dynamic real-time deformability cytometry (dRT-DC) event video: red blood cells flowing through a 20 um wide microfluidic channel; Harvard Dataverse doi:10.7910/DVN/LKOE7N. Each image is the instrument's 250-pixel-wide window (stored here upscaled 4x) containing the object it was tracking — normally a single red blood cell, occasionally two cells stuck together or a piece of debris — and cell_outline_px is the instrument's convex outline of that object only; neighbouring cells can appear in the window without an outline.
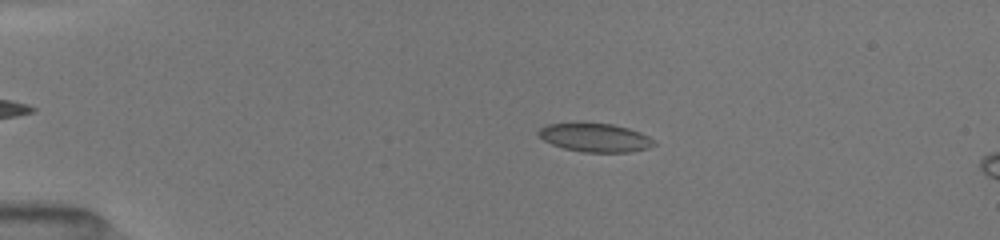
{"species": "common noctule bat (a hibernating species)", "species_latin": "Nyctalus noctula", "temperature_condition": "room temperature", "stored_images_in_passage": 21, "camera_frame_rate_fps": 3000, "um_per_image_px": 0.085, "animal": {"sex": "female", "body_mass_g": 19.5, "forearm_length_mm": 54.1}, "frame": {"image": 1, "passage_image": 10, "time_ms": 3.333, "image_size_px": [1000, 240], "cell_outline_px": [[656, 144], [648, 148], [628, 152], [584, 152], [564, 148], [552, 144], [544, 140], [536, 132], [540, 128], [548, 124], [576, 120], [580, 120], [612, 124], [628, 128], [640, 132], [656, 140]], "centroid_in_image_um": [50.55, 11.65], "position_along_channel_um": 34.4, "area_um2": 19.88}}
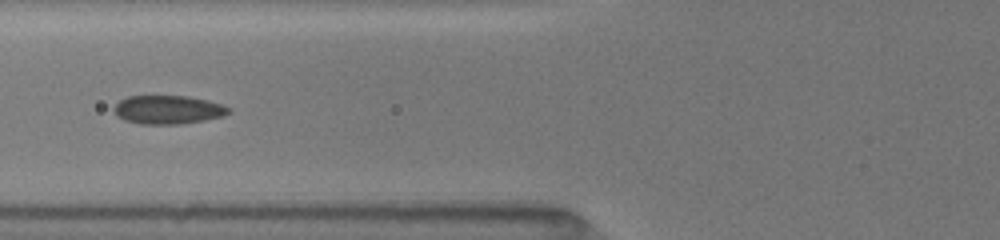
{"frame": {"image": 2, "passage_image": 18, "time_ms": 6.667, "image_size_px": [1000, 240], "cell_outline_px": [[232, 112], [224, 116], [204, 120], [180, 124], [140, 124], [124, 120], [116, 116], [112, 108], [120, 100], [128, 96], [188, 96], [208, 100], [232, 108]], "centroid_in_image_um": [14.29, 9.33], "position_along_channel_um": 111.5, "area_um2": 19.31}}
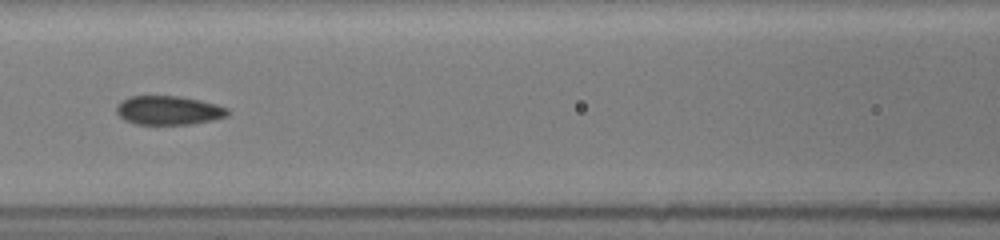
{"frame": {"image": 3, "passage_image": 20, "time_ms": 7.667, "image_size_px": [1000, 240], "cell_outline_px": [[228, 116], [212, 120], [192, 124], [136, 124], [124, 120], [116, 112], [116, 108], [128, 96], [180, 96], [200, 100], [216, 104], [228, 108]], "centroid_in_image_um": [14.35, 9.38], "position_along_channel_um": 152.3, "area_um2": 18.67}}